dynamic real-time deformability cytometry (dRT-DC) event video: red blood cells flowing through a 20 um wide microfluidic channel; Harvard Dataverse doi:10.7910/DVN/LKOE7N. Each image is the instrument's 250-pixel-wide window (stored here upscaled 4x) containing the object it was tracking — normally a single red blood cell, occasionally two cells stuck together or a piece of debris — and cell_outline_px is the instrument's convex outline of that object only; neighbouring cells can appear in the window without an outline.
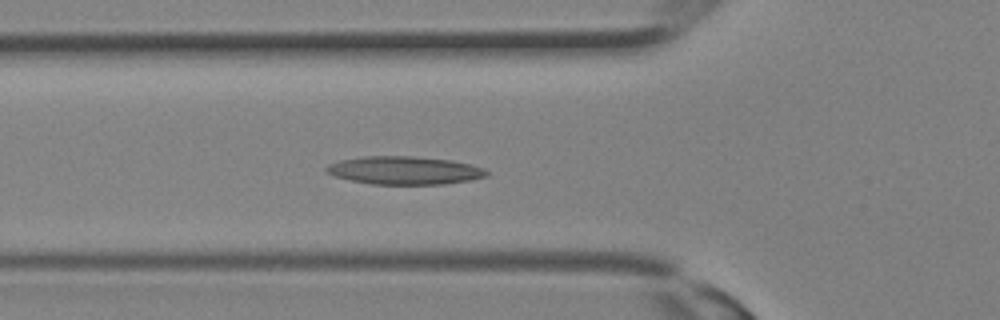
{"species": "Egyptian fruit bat (a non-hibernating species)", "species_latin": "Rousettus aegyptiacus", "temperature_condition": "room temperature", "stored_images_in_passage": 21, "camera_frame_rate_fps": 3000, "um_per_image_px": 0.085, "animal": {"sex": "female"}, "frame": {"image": 1, "passage_image": 11, "time_ms": 3.333, "image_size_px": [1000, 320], "cell_outline_px": [[488, 176], [468, 180], [444, 184], [372, 184], [352, 180], [336, 176], [324, 172], [324, 168], [328, 164], [340, 160], [364, 156], [412, 156], [452, 160], [484, 168], [488, 172]], "centroid_in_image_um": [34.35, 14.48], "position_along_channel_um": 91.4, "area_um2": 26.13}}
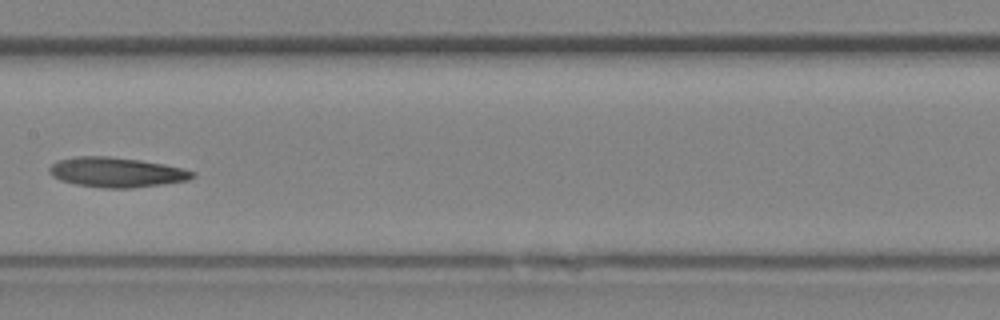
{"frame": {"image": 2, "passage_image": 16, "time_ms": 5.0, "image_size_px": [1000, 320], "cell_outline_px": [[196, 176], [188, 180], [132, 188], [108, 188], [76, 184], [60, 180], [52, 176], [48, 172], [48, 168], [52, 164], [60, 160], [76, 156], [108, 156], [140, 160], [164, 164], [184, 168], [196, 172]], "centroid_in_image_um": [9.91, 14.63], "position_along_channel_um": 197.5, "area_um2": 24.85}}
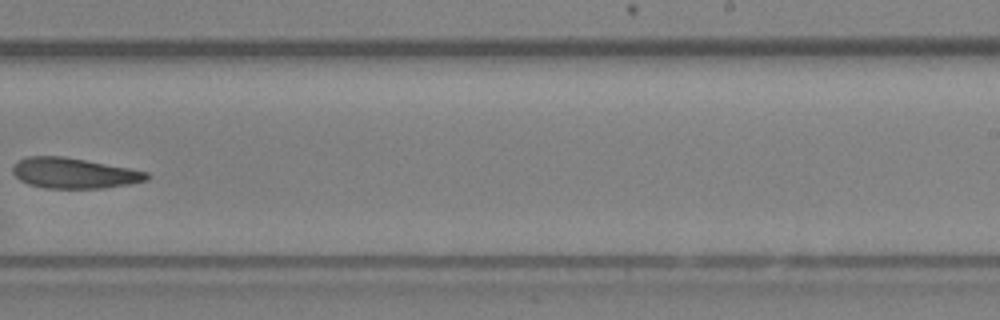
{"frame": {"image": 3, "passage_image": 20, "time_ms": 6.333, "image_size_px": [1000, 320], "cell_outline_px": [[152, 176], [148, 180], [128, 184], [100, 188], [44, 188], [28, 184], [20, 180], [12, 172], [12, 164], [16, 160], [28, 156], [64, 156], [128, 168], [148, 172]], "centroid_in_image_um": [6.25, 14.71], "position_along_channel_um": 282.7, "area_um2": 23.87}}